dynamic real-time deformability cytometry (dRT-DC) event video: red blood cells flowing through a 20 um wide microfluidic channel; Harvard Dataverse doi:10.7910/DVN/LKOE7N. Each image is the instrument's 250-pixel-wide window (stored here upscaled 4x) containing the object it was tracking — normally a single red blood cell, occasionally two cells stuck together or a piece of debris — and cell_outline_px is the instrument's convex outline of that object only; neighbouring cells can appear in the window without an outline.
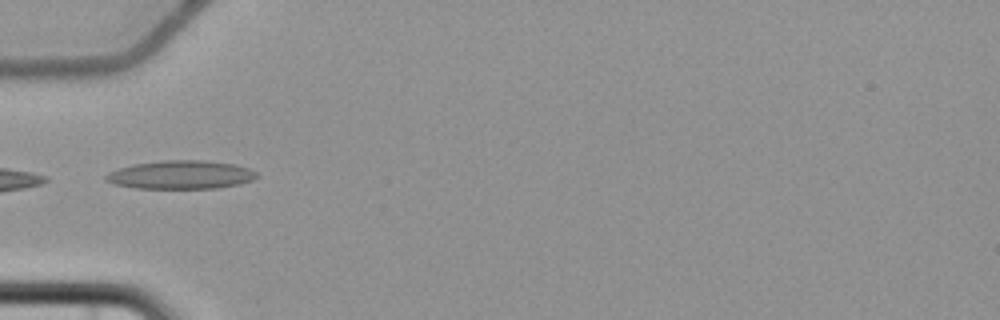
{"species": "common noctule bat (a hibernating species)", "species_latin": "Nyctalus noctula", "temperature_condition": "cold", "stored_images_in_passage": 6, "camera_frame_rate_fps": 3000, "um_per_image_px": 0.085, "animal": {"sex": "female", "body_mass_g": 22.7, "forearm_length_mm": 54.2}, "frame": {"image": 1, "passage_image": 6, "time_ms": 6.0, "image_size_px": [1000, 320], "cell_outline_px": [[260, 176], [252, 180], [240, 184], [220, 188], [136, 188], [112, 184], [104, 180], [104, 176], [108, 172], [132, 164], [164, 160], [204, 160], [236, 164], [248, 168], [256, 172]], "centroid_in_image_um": [15.37, 14.85], "position_along_channel_um": 69.6, "area_um2": 25.26}}